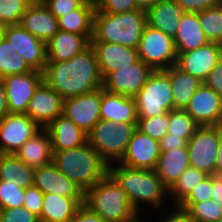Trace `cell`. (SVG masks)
Segmentation results:
<instances>
[{
    "label": "cell",
    "instance_id": "cell-1",
    "mask_svg": "<svg viewBox=\"0 0 222 222\" xmlns=\"http://www.w3.org/2000/svg\"><path fill=\"white\" fill-rule=\"evenodd\" d=\"M43 81L63 99L86 94L103 86V78L91 45L68 61L47 62Z\"/></svg>",
    "mask_w": 222,
    "mask_h": 222
},
{
    "label": "cell",
    "instance_id": "cell-2",
    "mask_svg": "<svg viewBox=\"0 0 222 222\" xmlns=\"http://www.w3.org/2000/svg\"><path fill=\"white\" fill-rule=\"evenodd\" d=\"M52 163L84 193L109 173V165L88 142L77 148L53 152Z\"/></svg>",
    "mask_w": 222,
    "mask_h": 222
},
{
    "label": "cell",
    "instance_id": "cell-3",
    "mask_svg": "<svg viewBox=\"0 0 222 222\" xmlns=\"http://www.w3.org/2000/svg\"><path fill=\"white\" fill-rule=\"evenodd\" d=\"M118 165L117 167L110 165L109 174L126 192L129 202L138 214L140 202L148 203L154 209L162 206V202L166 199L164 195L170 194L169 188L154 170L132 168L119 163Z\"/></svg>",
    "mask_w": 222,
    "mask_h": 222
},
{
    "label": "cell",
    "instance_id": "cell-4",
    "mask_svg": "<svg viewBox=\"0 0 222 222\" xmlns=\"http://www.w3.org/2000/svg\"><path fill=\"white\" fill-rule=\"evenodd\" d=\"M146 24L144 10L120 14L95 11L90 42H109L137 49Z\"/></svg>",
    "mask_w": 222,
    "mask_h": 222
},
{
    "label": "cell",
    "instance_id": "cell-5",
    "mask_svg": "<svg viewBox=\"0 0 222 222\" xmlns=\"http://www.w3.org/2000/svg\"><path fill=\"white\" fill-rule=\"evenodd\" d=\"M84 204L106 222H124L138 214L126 192L109 173L85 192Z\"/></svg>",
    "mask_w": 222,
    "mask_h": 222
},
{
    "label": "cell",
    "instance_id": "cell-6",
    "mask_svg": "<svg viewBox=\"0 0 222 222\" xmlns=\"http://www.w3.org/2000/svg\"><path fill=\"white\" fill-rule=\"evenodd\" d=\"M137 123L100 120L87 134V140L110 166L123 158ZM115 161V162H114Z\"/></svg>",
    "mask_w": 222,
    "mask_h": 222
},
{
    "label": "cell",
    "instance_id": "cell-7",
    "mask_svg": "<svg viewBox=\"0 0 222 222\" xmlns=\"http://www.w3.org/2000/svg\"><path fill=\"white\" fill-rule=\"evenodd\" d=\"M169 76L155 70L134 97L138 118L155 117L173 110V95Z\"/></svg>",
    "mask_w": 222,
    "mask_h": 222
},
{
    "label": "cell",
    "instance_id": "cell-8",
    "mask_svg": "<svg viewBox=\"0 0 222 222\" xmlns=\"http://www.w3.org/2000/svg\"><path fill=\"white\" fill-rule=\"evenodd\" d=\"M137 51L139 59L154 71L176 65L177 51L174 39L147 24L143 29Z\"/></svg>",
    "mask_w": 222,
    "mask_h": 222
},
{
    "label": "cell",
    "instance_id": "cell-9",
    "mask_svg": "<svg viewBox=\"0 0 222 222\" xmlns=\"http://www.w3.org/2000/svg\"><path fill=\"white\" fill-rule=\"evenodd\" d=\"M222 125L200 126L187 142L190 166L214 175Z\"/></svg>",
    "mask_w": 222,
    "mask_h": 222
},
{
    "label": "cell",
    "instance_id": "cell-10",
    "mask_svg": "<svg viewBox=\"0 0 222 222\" xmlns=\"http://www.w3.org/2000/svg\"><path fill=\"white\" fill-rule=\"evenodd\" d=\"M3 38L35 71L43 72L47 63L46 43L30 34L21 25L3 27Z\"/></svg>",
    "mask_w": 222,
    "mask_h": 222
},
{
    "label": "cell",
    "instance_id": "cell-11",
    "mask_svg": "<svg viewBox=\"0 0 222 222\" xmlns=\"http://www.w3.org/2000/svg\"><path fill=\"white\" fill-rule=\"evenodd\" d=\"M153 71L139 59L129 66L110 72L103 79L102 87L107 92L134 98Z\"/></svg>",
    "mask_w": 222,
    "mask_h": 222
},
{
    "label": "cell",
    "instance_id": "cell-12",
    "mask_svg": "<svg viewBox=\"0 0 222 222\" xmlns=\"http://www.w3.org/2000/svg\"><path fill=\"white\" fill-rule=\"evenodd\" d=\"M102 87L79 96L64 99L63 113L87 134L101 120Z\"/></svg>",
    "mask_w": 222,
    "mask_h": 222
},
{
    "label": "cell",
    "instance_id": "cell-13",
    "mask_svg": "<svg viewBox=\"0 0 222 222\" xmlns=\"http://www.w3.org/2000/svg\"><path fill=\"white\" fill-rule=\"evenodd\" d=\"M42 128L26 113H10L0 122V150L14 154Z\"/></svg>",
    "mask_w": 222,
    "mask_h": 222
},
{
    "label": "cell",
    "instance_id": "cell-14",
    "mask_svg": "<svg viewBox=\"0 0 222 222\" xmlns=\"http://www.w3.org/2000/svg\"><path fill=\"white\" fill-rule=\"evenodd\" d=\"M222 59V44L209 42L199 48L177 53L176 67L182 72L205 81Z\"/></svg>",
    "mask_w": 222,
    "mask_h": 222
},
{
    "label": "cell",
    "instance_id": "cell-15",
    "mask_svg": "<svg viewBox=\"0 0 222 222\" xmlns=\"http://www.w3.org/2000/svg\"><path fill=\"white\" fill-rule=\"evenodd\" d=\"M10 113H26L35 90L43 82V72L30 71L2 78Z\"/></svg>",
    "mask_w": 222,
    "mask_h": 222
},
{
    "label": "cell",
    "instance_id": "cell-16",
    "mask_svg": "<svg viewBox=\"0 0 222 222\" xmlns=\"http://www.w3.org/2000/svg\"><path fill=\"white\" fill-rule=\"evenodd\" d=\"M185 111L200 126L222 125V97L204 83L195 91Z\"/></svg>",
    "mask_w": 222,
    "mask_h": 222
},
{
    "label": "cell",
    "instance_id": "cell-17",
    "mask_svg": "<svg viewBox=\"0 0 222 222\" xmlns=\"http://www.w3.org/2000/svg\"><path fill=\"white\" fill-rule=\"evenodd\" d=\"M159 156V141L136 128L119 164L132 168L154 170Z\"/></svg>",
    "mask_w": 222,
    "mask_h": 222
},
{
    "label": "cell",
    "instance_id": "cell-18",
    "mask_svg": "<svg viewBox=\"0 0 222 222\" xmlns=\"http://www.w3.org/2000/svg\"><path fill=\"white\" fill-rule=\"evenodd\" d=\"M64 99L44 81L35 90L26 114L41 128H46L63 113Z\"/></svg>",
    "mask_w": 222,
    "mask_h": 222
},
{
    "label": "cell",
    "instance_id": "cell-19",
    "mask_svg": "<svg viewBox=\"0 0 222 222\" xmlns=\"http://www.w3.org/2000/svg\"><path fill=\"white\" fill-rule=\"evenodd\" d=\"M99 70L104 79L110 72L129 66L139 60L136 48L109 42H90Z\"/></svg>",
    "mask_w": 222,
    "mask_h": 222
},
{
    "label": "cell",
    "instance_id": "cell-20",
    "mask_svg": "<svg viewBox=\"0 0 222 222\" xmlns=\"http://www.w3.org/2000/svg\"><path fill=\"white\" fill-rule=\"evenodd\" d=\"M33 185L44 194L51 193L64 197H84L85 194L78 185L59 172L53 163L34 170Z\"/></svg>",
    "mask_w": 222,
    "mask_h": 222
},
{
    "label": "cell",
    "instance_id": "cell-21",
    "mask_svg": "<svg viewBox=\"0 0 222 222\" xmlns=\"http://www.w3.org/2000/svg\"><path fill=\"white\" fill-rule=\"evenodd\" d=\"M19 25L46 44L59 31L57 18L44 3L29 5Z\"/></svg>",
    "mask_w": 222,
    "mask_h": 222
},
{
    "label": "cell",
    "instance_id": "cell-22",
    "mask_svg": "<svg viewBox=\"0 0 222 222\" xmlns=\"http://www.w3.org/2000/svg\"><path fill=\"white\" fill-rule=\"evenodd\" d=\"M46 129L52 140L53 152L77 148L88 142L87 133L64 114L59 115Z\"/></svg>",
    "mask_w": 222,
    "mask_h": 222
},
{
    "label": "cell",
    "instance_id": "cell-23",
    "mask_svg": "<svg viewBox=\"0 0 222 222\" xmlns=\"http://www.w3.org/2000/svg\"><path fill=\"white\" fill-rule=\"evenodd\" d=\"M100 115L102 120L114 123H137L138 114L135 98L113 94L102 87Z\"/></svg>",
    "mask_w": 222,
    "mask_h": 222
},
{
    "label": "cell",
    "instance_id": "cell-24",
    "mask_svg": "<svg viewBox=\"0 0 222 222\" xmlns=\"http://www.w3.org/2000/svg\"><path fill=\"white\" fill-rule=\"evenodd\" d=\"M89 46L86 36L59 30L46 44L47 62L68 61Z\"/></svg>",
    "mask_w": 222,
    "mask_h": 222
},
{
    "label": "cell",
    "instance_id": "cell-25",
    "mask_svg": "<svg viewBox=\"0 0 222 222\" xmlns=\"http://www.w3.org/2000/svg\"><path fill=\"white\" fill-rule=\"evenodd\" d=\"M14 155L34 169L52 163L53 150L49 131L42 128L33 138L25 141Z\"/></svg>",
    "mask_w": 222,
    "mask_h": 222
},
{
    "label": "cell",
    "instance_id": "cell-26",
    "mask_svg": "<svg viewBox=\"0 0 222 222\" xmlns=\"http://www.w3.org/2000/svg\"><path fill=\"white\" fill-rule=\"evenodd\" d=\"M185 11L174 1L165 0L146 11V22L152 28L174 38Z\"/></svg>",
    "mask_w": 222,
    "mask_h": 222
},
{
    "label": "cell",
    "instance_id": "cell-27",
    "mask_svg": "<svg viewBox=\"0 0 222 222\" xmlns=\"http://www.w3.org/2000/svg\"><path fill=\"white\" fill-rule=\"evenodd\" d=\"M188 167H190V161L186 146L169 151H160L154 171L170 189Z\"/></svg>",
    "mask_w": 222,
    "mask_h": 222
},
{
    "label": "cell",
    "instance_id": "cell-28",
    "mask_svg": "<svg viewBox=\"0 0 222 222\" xmlns=\"http://www.w3.org/2000/svg\"><path fill=\"white\" fill-rule=\"evenodd\" d=\"M84 203V197H64L44 194L40 222H70L76 209Z\"/></svg>",
    "mask_w": 222,
    "mask_h": 222
},
{
    "label": "cell",
    "instance_id": "cell-29",
    "mask_svg": "<svg viewBox=\"0 0 222 222\" xmlns=\"http://www.w3.org/2000/svg\"><path fill=\"white\" fill-rule=\"evenodd\" d=\"M173 39L177 53L190 51L210 42L200 25L198 13L189 12L181 17Z\"/></svg>",
    "mask_w": 222,
    "mask_h": 222
},
{
    "label": "cell",
    "instance_id": "cell-30",
    "mask_svg": "<svg viewBox=\"0 0 222 222\" xmlns=\"http://www.w3.org/2000/svg\"><path fill=\"white\" fill-rule=\"evenodd\" d=\"M95 11L93 1L86 0L78 9L57 18L59 30L86 36L91 41Z\"/></svg>",
    "mask_w": 222,
    "mask_h": 222
},
{
    "label": "cell",
    "instance_id": "cell-31",
    "mask_svg": "<svg viewBox=\"0 0 222 222\" xmlns=\"http://www.w3.org/2000/svg\"><path fill=\"white\" fill-rule=\"evenodd\" d=\"M172 87L173 109L185 110L195 91L204 83L192 75L182 72L176 66L163 70Z\"/></svg>",
    "mask_w": 222,
    "mask_h": 222
},
{
    "label": "cell",
    "instance_id": "cell-32",
    "mask_svg": "<svg viewBox=\"0 0 222 222\" xmlns=\"http://www.w3.org/2000/svg\"><path fill=\"white\" fill-rule=\"evenodd\" d=\"M34 170L14 154H4L0 160V180L15 181L23 189L33 186Z\"/></svg>",
    "mask_w": 222,
    "mask_h": 222
},
{
    "label": "cell",
    "instance_id": "cell-33",
    "mask_svg": "<svg viewBox=\"0 0 222 222\" xmlns=\"http://www.w3.org/2000/svg\"><path fill=\"white\" fill-rule=\"evenodd\" d=\"M33 71L4 38L0 42V79Z\"/></svg>",
    "mask_w": 222,
    "mask_h": 222
},
{
    "label": "cell",
    "instance_id": "cell-34",
    "mask_svg": "<svg viewBox=\"0 0 222 222\" xmlns=\"http://www.w3.org/2000/svg\"><path fill=\"white\" fill-rule=\"evenodd\" d=\"M199 127L185 110L173 109L168 112V133L171 136L182 137L188 142Z\"/></svg>",
    "mask_w": 222,
    "mask_h": 222
},
{
    "label": "cell",
    "instance_id": "cell-35",
    "mask_svg": "<svg viewBox=\"0 0 222 222\" xmlns=\"http://www.w3.org/2000/svg\"><path fill=\"white\" fill-rule=\"evenodd\" d=\"M208 174L194 167H188L169 189L173 197V205H178Z\"/></svg>",
    "mask_w": 222,
    "mask_h": 222
},
{
    "label": "cell",
    "instance_id": "cell-36",
    "mask_svg": "<svg viewBox=\"0 0 222 222\" xmlns=\"http://www.w3.org/2000/svg\"><path fill=\"white\" fill-rule=\"evenodd\" d=\"M198 16L207 39L222 44V2L214 8L198 12Z\"/></svg>",
    "mask_w": 222,
    "mask_h": 222
},
{
    "label": "cell",
    "instance_id": "cell-37",
    "mask_svg": "<svg viewBox=\"0 0 222 222\" xmlns=\"http://www.w3.org/2000/svg\"><path fill=\"white\" fill-rule=\"evenodd\" d=\"M178 206L186 209L196 222H216L222 218V206L211 199L198 203H179Z\"/></svg>",
    "mask_w": 222,
    "mask_h": 222
},
{
    "label": "cell",
    "instance_id": "cell-38",
    "mask_svg": "<svg viewBox=\"0 0 222 222\" xmlns=\"http://www.w3.org/2000/svg\"><path fill=\"white\" fill-rule=\"evenodd\" d=\"M29 5L25 0H0V26L19 24Z\"/></svg>",
    "mask_w": 222,
    "mask_h": 222
},
{
    "label": "cell",
    "instance_id": "cell-39",
    "mask_svg": "<svg viewBox=\"0 0 222 222\" xmlns=\"http://www.w3.org/2000/svg\"><path fill=\"white\" fill-rule=\"evenodd\" d=\"M25 189L15 181L0 180V209L23 207Z\"/></svg>",
    "mask_w": 222,
    "mask_h": 222
},
{
    "label": "cell",
    "instance_id": "cell-40",
    "mask_svg": "<svg viewBox=\"0 0 222 222\" xmlns=\"http://www.w3.org/2000/svg\"><path fill=\"white\" fill-rule=\"evenodd\" d=\"M136 128L152 139L160 141L168 133V113L155 117L138 118Z\"/></svg>",
    "mask_w": 222,
    "mask_h": 222
},
{
    "label": "cell",
    "instance_id": "cell-41",
    "mask_svg": "<svg viewBox=\"0 0 222 222\" xmlns=\"http://www.w3.org/2000/svg\"><path fill=\"white\" fill-rule=\"evenodd\" d=\"M96 11L107 14H120L141 10L135 0H92Z\"/></svg>",
    "mask_w": 222,
    "mask_h": 222
},
{
    "label": "cell",
    "instance_id": "cell-42",
    "mask_svg": "<svg viewBox=\"0 0 222 222\" xmlns=\"http://www.w3.org/2000/svg\"><path fill=\"white\" fill-rule=\"evenodd\" d=\"M212 195V175H208L194 187L190 193L180 203H198L211 199Z\"/></svg>",
    "mask_w": 222,
    "mask_h": 222
},
{
    "label": "cell",
    "instance_id": "cell-43",
    "mask_svg": "<svg viewBox=\"0 0 222 222\" xmlns=\"http://www.w3.org/2000/svg\"><path fill=\"white\" fill-rule=\"evenodd\" d=\"M1 222H40L39 217L24 207L0 209Z\"/></svg>",
    "mask_w": 222,
    "mask_h": 222
},
{
    "label": "cell",
    "instance_id": "cell-44",
    "mask_svg": "<svg viewBox=\"0 0 222 222\" xmlns=\"http://www.w3.org/2000/svg\"><path fill=\"white\" fill-rule=\"evenodd\" d=\"M44 193L36 186H30L25 189L23 207L40 217Z\"/></svg>",
    "mask_w": 222,
    "mask_h": 222
},
{
    "label": "cell",
    "instance_id": "cell-45",
    "mask_svg": "<svg viewBox=\"0 0 222 222\" xmlns=\"http://www.w3.org/2000/svg\"><path fill=\"white\" fill-rule=\"evenodd\" d=\"M85 1L86 0H45L44 4L56 18H60L78 9Z\"/></svg>",
    "mask_w": 222,
    "mask_h": 222
},
{
    "label": "cell",
    "instance_id": "cell-46",
    "mask_svg": "<svg viewBox=\"0 0 222 222\" xmlns=\"http://www.w3.org/2000/svg\"><path fill=\"white\" fill-rule=\"evenodd\" d=\"M185 12L198 13L219 5L222 0H174Z\"/></svg>",
    "mask_w": 222,
    "mask_h": 222
},
{
    "label": "cell",
    "instance_id": "cell-47",
    "mask_svg": "<svg viewBox=\"0 0 222 222\" xmlns=\"http://www.w3.org/2000/svg\"><path fill=\"white\" fill-rule=\"evenodd\" d=\"M204 84L222 97V59L208 74Z\"/></svg>",
    "mask_w": 222,
    "mask_h": 222
},
{
    "label": "cell",
    "instance_id": "cell-48",
    "mask_svg": "<svg viewBox=\"0 0 222 222\" xmlns=\"http://www.w3.org/2000/svg\"><path fill=\"white\" fill-rule=\"evenodd\" d=\"M70 222H106L97 213L92 211L86 204H81L75 211Z\"/></svg>",
    "mask_w": 222,
    "mask_h": 222
},
{
    "label": "cell",
    "instance_id": "cell-49",
    "mask_svg": "<svg viewBox=\"0 0 222 222\" xmlns=\"http://www.w3.org/2000/svg\"><path fill=\"white\" fill-rule=\"evenodd\" d=\"M160 151H169L174 148H181L187 146V141L182 137L171 136V133H167L159 141Z\"/></svg>",
    "mask_w": 222,
    "mask_h": 222
},
{
    "label": "cell",
    "instance_id": "cell-50",
    "mask_svg": "<svg viewBox=\"0 0 222 222\" xmlns=\"http://www.w3.org/2000/svg\"><path fill=\"white\" fill-rule=\"evenodd\" d=\"M175 208V212H172L160 222H196L186 209L178 205H175Z\"/></svg>",
    "mask_w": 222,
    "mask_h": 222
},
{
    "label": "cell",
    "instance_id": "cell-51",
    "mask_svg": "<svg viewBox=\"0 0 222 222\" xmlns=\"http://www.w3.org/2000/svg\"><path fill=\"white\" fill-rule=\"evenodd\" d=\"M211 200L222 206V177L212 175V195Z\"/></svg>",
    "mask_w": 222,
    "mask_h": 222
},
{
    "label": "cell",
    "instance_id": "cell-52",
    "mask_svg": "<svg viewBox=\"0 0 222 222\" xmlns=\"http://www.w3.org/2000/svg\"><path fill=\"white\" fill-rule=\"evenodd\" d=\"M9 106H8V99L6 96V89L2 79H0V122L8 115Z\"/></svg>",
    "mask_w": 222,
    "mask_h": 222
},
{
    "label": "cell",
    "instance_id": "cell-53",
    "mask_svg": "<svg viewBox=\"0 0 222 222\" xmlns=\"http://www.w3.org/2000/svg\"><path fill=\"white\" fill-rule=\"evenodd\" d=\"M214 176L222 177V135L220 137V143L217 152Z\"/></svg>",
    "mask_w": 222,
    "mask_h": 222
},
{
    "label": "cell",
    "instance_id": "cell-54",
    "mask_svg": "<svg viewBox=\"0 0 222 222\" xmlns=\"http://www.w3.org/2000/svg\"><path fill=\"white\" fill-rule=\"evenodd\" d=\"M162 1L165 0H135L137 7L144 11H147L149 8L153 7L154 5H158Z\"/></svg>",
    "mask_w": 222,
    "mask_h": 222
},
{
    "label": "cell",
    "instance_id": "cell-55",
    "mask_svg": "<svg viewBox=\"0 0 222 222\" xmlns=\"http://www.w3.org/2000/svg\"><path fill=\"white\" fill-rule=\"evenodd\" d=\"M25 1H27L30 5H32V4L44 3L45 0H25Z\"/></svg>",
    "mask_w": 222,
    "mask_h": 222
},
{
    "label": "cell",
    "instance_id": "cell-56",
    "mask_svg": "<svg viewBox=\"0 0 222 222\" xmlns=\"http://www.w3.org/2000/svg\"><path fill=\"white\" fill-rule=\"evenodd\" d=\"M140 218V215H136L133 219H130L128 221H124V222H142Z\"/></svg>",
    "mask_w": 222,
    "mask_h": 222
},
{
    "label": "cell",
    "instance_id": "cell-57",
    "mask_svg": "<svg viewBox=\"0 0 222 222\" xmlns=\"http://www.w3.org/2000/svg\"><path fill=\"white\" fill-rule=\"evenodd\" d=\"M3 39V27L0 26V42Z\"/></svg>",
    "mask_w": 222,
    "mask_h": 222
},
{
    "label": "cell",
    "instance_id": "cell-58",
    "mask_svg": "<svg viewBox=\"0 0 222 222\" xmlns=\"http://www.w3.org/2000/svg\"><path fill=\"white\" fill-rule=\"evenodd\" d=\"M3 155H4V153L0 150V160H1Z\"/></svg>",
    "mask_w": 222,
    "mask_h": 222
}]
</instances>
